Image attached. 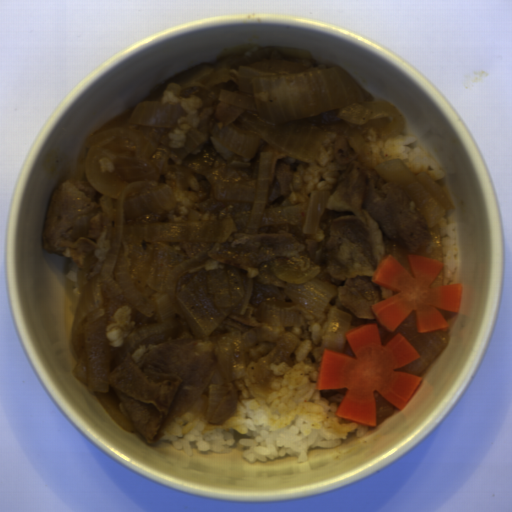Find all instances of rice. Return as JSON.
<instances>
[{
  "instance_id": "2",
  "label": "rice",
  "mask_w": 512,
  "mask_h": 512,
  "mask_svg": "<svg viewBox=\"0 0 512 512\" xmlns=\"http://www.w3.org/2000/svg\"><path fill=\"white\" fill-rule=\"evenodd\" d=\"M414 139L397 133L389 140H380L376 131L368 139L369 160L376 166L386 161H401L414 175L423 172L435 182L444 177L445 170L438 166L428 151L409 146Z\"/></svg>"
},
{
  "instance_id": "3",
  "label": "rice",
  "mask_w": 512,
  "mask_h": 512,
  "mask_svg": "<svg viewBox=\"0 0 512 512\" xmlns=\"http://www.w3.org/2000/svg\"><path fill=\"white\" fill-rule=\"evenodd\" d=\"M457 222H452L444 216L440 222V245L443 261V286H448L453 281V273L458 265L456 254L458 244L456 240Z\"/></svg>"
},
{
  "instance_id": "1",
  "label": "rice",
  "mask_w": 512,
  "mask_h": 512,
  "mask_svg": "<svg viewBox=\"0 0 512 512\" xmlns=\"http://www.w3.org/2000/svg\"><path fill=\"white\" fill-rule=\"evenodd\" d=\"M323 332L317 322L308 339L297 348L295 363H276L266 380L256 375L252 362L247 375L233 380L237 391L231 415L216 425L208 411H188L166 427L162 441L192 456L191 442L201 453H225L244 448L249 463L284 457L307 459L308 450L335 447L351 432L365 436L368 425L337 416L348 389L317 390L324 350Z\"/></svg>"
},
{
  "instance_id": "4",
  "label": "rice",
  "mask_w": 512,
  "mask_h": 512,
  "mask_svg": "<svg viewBox=\"0 0 512 512\" xmlns=\"http://www.w3.org/2000/svg\"><path fill=\"white\" fill-rule=\"evenodd\" d=\"M99 165H100V169H101V172H112L114 171V165L112 163V161H110L109 159L107 158H103L101 160H99Z\"/></svg>"
}]
</instances>
